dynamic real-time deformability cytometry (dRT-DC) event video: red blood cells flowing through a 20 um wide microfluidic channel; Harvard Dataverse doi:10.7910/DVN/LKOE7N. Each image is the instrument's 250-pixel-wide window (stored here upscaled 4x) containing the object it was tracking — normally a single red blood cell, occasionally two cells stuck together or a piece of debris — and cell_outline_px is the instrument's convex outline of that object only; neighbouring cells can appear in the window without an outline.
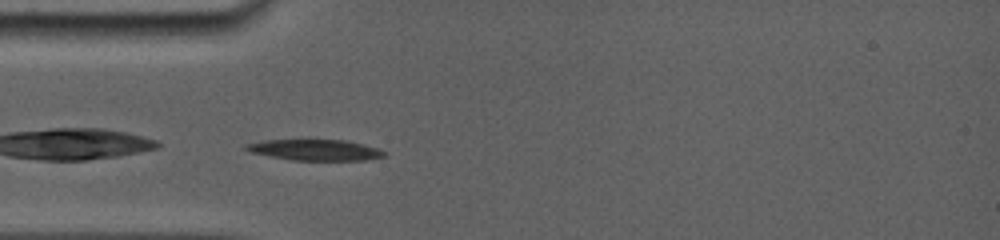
{"species": "common noctule bat (a hibernating species)", "species_latin": "Nyctalus noctula", "temperature_condition": "room temperature", "stored_images_in_passage": 2, "camera_frame_rate_fps": 5000, "um_per_image_px": 0.085, "animal": {"sex": "female", "body_mass_g": 19.0, "forearm_length_mm": 56.7}, "frame": {"image": 1, "passage_image": 1, "time_ms": 0.0, "image_size_px": [1000, 240], "cell_outline_px": [[388, 152], [384, 156], [364, 160], [292, 160], [252, 152], [244, 148], [244, 144], [264, 140], [308, 136], [344, 140], [364, 144]], "centroid_in_image_um": [26.75, 12.68], "position_along_channel_um": 58.3, "area_um2": 17.8}}